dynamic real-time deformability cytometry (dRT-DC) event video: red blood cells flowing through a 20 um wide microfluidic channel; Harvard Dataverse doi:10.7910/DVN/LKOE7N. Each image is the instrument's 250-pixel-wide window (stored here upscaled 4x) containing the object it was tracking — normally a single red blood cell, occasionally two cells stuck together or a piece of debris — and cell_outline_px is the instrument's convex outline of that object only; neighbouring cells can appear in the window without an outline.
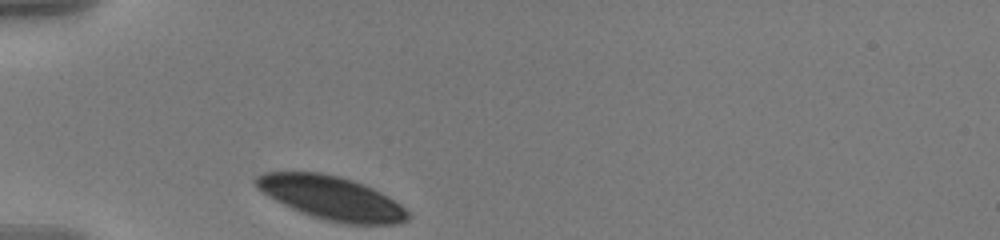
{"species": "human", "species_latin": "Homo sapiens", "temperature_condition": "warm", "stored_images_in_passage": 33, "camera_frame_rate_fps": 3000, "um_per_image_px": 0.085, "donor": {"sex": "male"}, "frame": {"image": 1, "passage_image": 1, "time_ms": 0.0, "image_size_px": [1000, 240], "cell_outline_px": [[412, 216], [408, 220], [400, 224], [344, 224], [324, 220], [300, 212], [268, 196], [256, 188], [252, 180], [256, 176], [264, 172], [320, 172], [340, 176], [364, 184], [380, 192], [400, 204]], "centroid_in_image_um": [28.17, 16.82], "position_along_channel_um": 56.8, "area_um2": 38.73}}
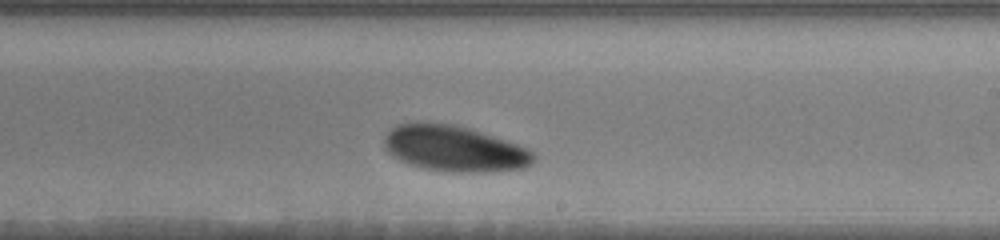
{"frame": {"image": 2, "passage_image": 19, "time_ms": 6.0, "image_size_px": [1000, 240], "cell_outline_px": [[536, 160], [532, 164], [524, 168], [492, 172], [448, 172], [424, 168], [408, 164], [392, 156], [384, 144], [384, 136], [392, 128], [400, 124], [420, 120], [456, 124], [472, 128], [528, 148], [536, 156]], "centroid_in_image_um": [38.64, 12.61], "position_along_channel_um": 250.4, "area_um2": 40.63}}
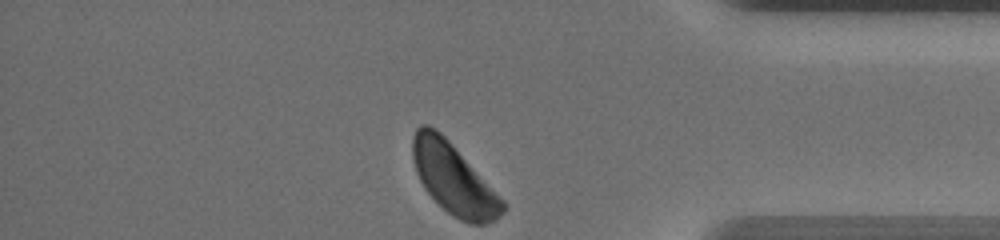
{"frame": {"image": 3, "passage_image": 33, "time_ms": 10.667, "image_size_px": [1000, 240], "cell_outline_px": [[508, 208], [496, 220], [484, 224], [468, 224], [460, 220], [448, 212], [424, 188], [416, 172], [412, 156], [412, 136], [416, 128], [420, 124], [428, 124], [436, 128], [448, 140], [508, 204]], "centroid_in_image_um": [38.57, 15.21], "position_along_channel_um": 396.6, "area_um2": 36.99}, "authors_computed_cell_mechanics": {"area_um2": 40.2288, "velocity_mm_per_s": 3.4768, "shape_relaxation_time_tau1_ms": 1.5539, "shape_relaxation_time_tau2_ms": null, "deformation_change_tau1": 0.069, "deformation_change_tau2": null}}